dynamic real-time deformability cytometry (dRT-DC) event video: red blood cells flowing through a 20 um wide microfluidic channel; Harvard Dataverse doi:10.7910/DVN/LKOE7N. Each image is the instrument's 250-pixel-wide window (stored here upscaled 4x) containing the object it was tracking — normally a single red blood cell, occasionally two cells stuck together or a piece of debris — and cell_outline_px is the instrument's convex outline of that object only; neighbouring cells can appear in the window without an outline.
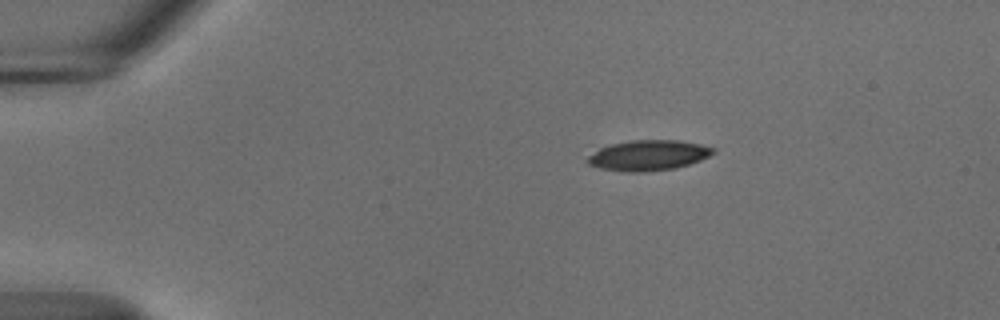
{"species": "common noctule bat (a hibernating species)", "species_latin": "Nyctalus noctula", "temperature_condition": "cold", "stored_images_in_passage": 46, "camera_frame_rate_fps": 3000, "um_per_image_px": 0.085, "animal": {"sex": "male", "body_mass_g": 18.8}, "frame": {"image": 1, "passage_image": 1, "time_ms": 0.0, "image_size_px": [1000, 320], "cell_outline_px": [[716, 152], [700, 160], [676, 168], [648, 172], [624, 172], [600, 168], [588, 164], [584, 160], [588, 156], [600, 148], [612, 144], [632, 140], [676, 140], [700, 144], [716, 148]], "centroid_in_image_um": [55.1, 13.21], "position_along_channel_um": 29.9, "area_um2": 22.31}}
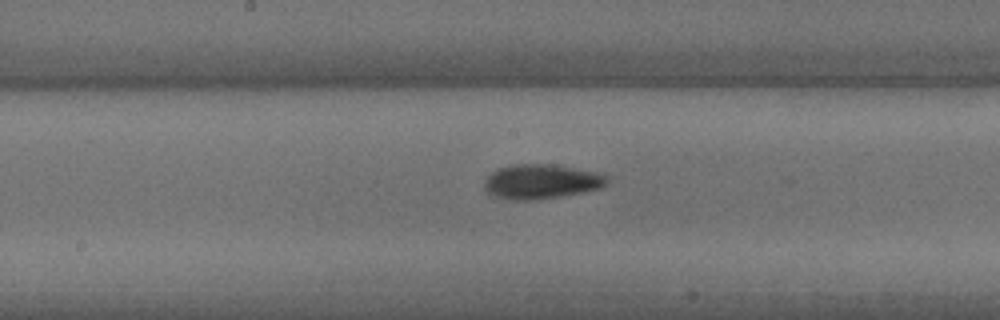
{"frame": {"image": 2, "passage_image": 20, "time_ms": 6.333, "image_size_px": [1000, 320], "cell_outline_px": [[608, 184], [600, 188], [560, 196], [532, 200], [508, 200], [492, 196], [484, 188], [484, 180], [492, 172], [500, 168], [512, 164], [552, 164], [600, 172], [608, 176]], "centroid_in_image_um": [46.01, 15.43], "position_along_channel_um": 202.2, "area_um2": 24.85}}
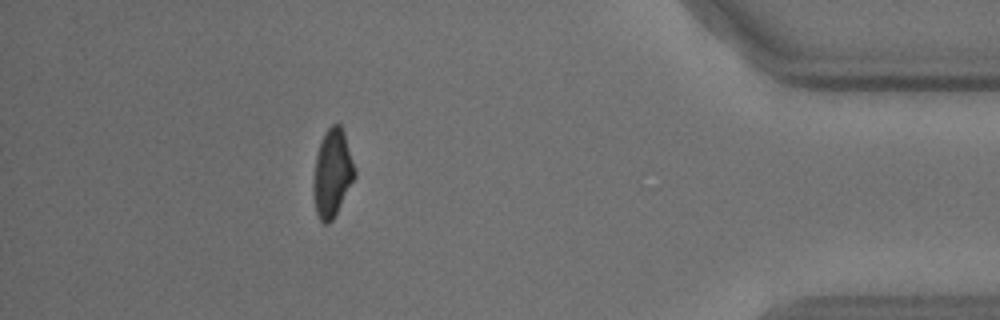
{"frame": {"image": 3, "passage_image": 40, "time_ms": 13.0, "image_size_px": [1000, 320], "cell_outline_px": [[356, 176], [332, 220], [328, 224], [324, 224], [320, 220], [316, 212], [312, 188], [312, 184], [316, 156], [324, 132], [332, 124], [340, 124], [344, 132], [356, 168]], "centroid_in_image_um": [28.25, 14.71], "position_along_channel_um": 407.0, "area_um2": 21.15}, "authors_computed_cell_mechanics": {"area_um2": 22.9466, "velocity_mm_per_s": 3.7062, "shape_relaxation_time_tau1_ms": 3.6413, "shape_relaxation_time_tau2_ms": null, "deformation_change_tau1": 0.1191, "deformation_change_tau2": null}}